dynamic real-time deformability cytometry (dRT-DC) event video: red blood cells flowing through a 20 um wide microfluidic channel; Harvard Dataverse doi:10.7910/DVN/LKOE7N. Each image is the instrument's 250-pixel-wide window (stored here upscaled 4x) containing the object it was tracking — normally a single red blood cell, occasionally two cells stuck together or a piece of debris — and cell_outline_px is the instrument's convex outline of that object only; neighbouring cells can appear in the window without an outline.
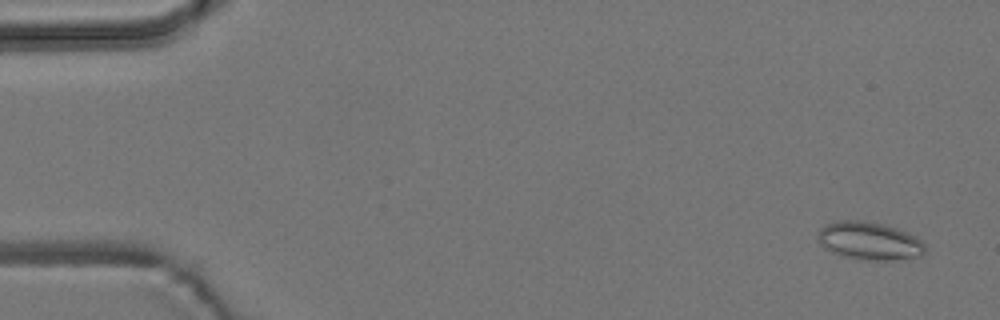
{"species": "common noctule bat (a hibernating species)", "species_latin": "Nyctalus noctula", "temperature_condition": "room temperature", "stored_images_in_passage": 5, "camera_frame_rate_fps": 3000, "um_per_image_px": 0.085, "animal": {"sex": "male", "body_mass_g": 19.2, "forearm_length_mm": 51.8}, "frame": {"image": 1, "passage_image": 1, "time_ms": 0.0, "image_size_px": [1000, 320], "cell_outline_px": [[924, 252], [920, 256], [888, 260], [876, 260], [848, 256], [832, 252], [824, 248], [816, 240], [816, 236], [820, 228], [824, 224], [836, 220], [864, 220], [884, 224], [896, 228], [916, 236], [924, 244]], "centroid_in_image_um": [73.84, 20.44], "position_along_channel_um": 11.2, "area_um2": 23.58}}